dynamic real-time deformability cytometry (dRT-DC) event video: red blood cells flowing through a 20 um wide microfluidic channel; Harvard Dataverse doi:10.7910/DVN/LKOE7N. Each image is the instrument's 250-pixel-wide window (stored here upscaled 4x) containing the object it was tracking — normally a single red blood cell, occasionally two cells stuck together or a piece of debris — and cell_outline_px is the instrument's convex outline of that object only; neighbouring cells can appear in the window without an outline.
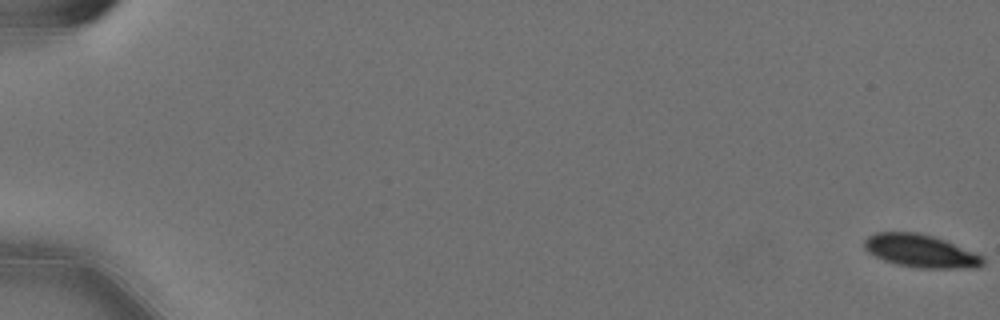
{"species": "Egyptian fruit bat (a non-hibernating species)", "species_latin": "Rousettus aegyptiacus", "temperature_condition": "cold", "stored_images_in_passage": 59, "camera_frame_rate_fps": 3000, "um_per_image_px": 0.085, "animal": {"sex": "female"}, "frame": {"image": 1, "passage_image": 1, "time_ms": 0.0, "image_size_px": [1000, 320], "cell_outline_px": [[984, 264], [976, 268], [920, 268], [896, 264], [884, 260], [868, 252], [864, 248], [864, 240], [868, 236], [876, 232], [916, 232], [932, 236], [944, 240], [976, 252], [984, 256]], "centroid_in_image_um": [78.28, 21.33], "position_along_channel_um": 6.7, "area_um2": 22.77}}
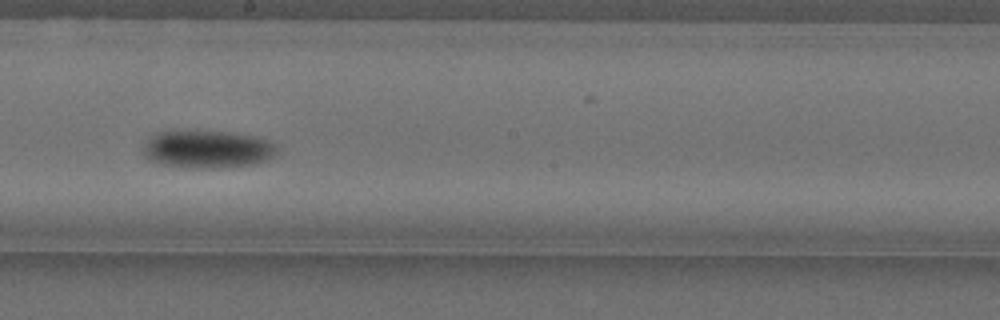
{"frame": {"image": 2, "passage_image": 35, "time_ms": 11.333, "image_size_px": [1000, 320], "cell_outline_px": [[276, 152], [268, 160], [256, 164], [216, 168], [192, 168], [164, 164], [148, 160], [144, 156], [144, 144], [156, 132], [228, 132], [252, 136], [268, 140], [276, 144]], "centroid_in_image_um": [17.65, 12.7], "position_along_channel_um": 230.6, "area_um2": 29.02}}
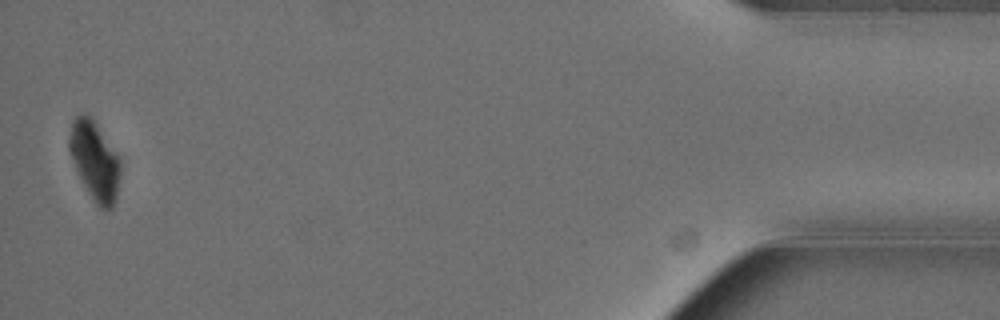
{"frame": {"image": 3, "passage_image": 58, "time_ms": 19.0, "image_size_px": [1000, 320], "cell_outline_px": [[120, 176], [116, 200], [112, 208], [100, 208], [96, 204], [84, 184], [76, 168], [68, 148], [68, 136], [72, 120], [80, 112], [84, 112], [96, 124], [120, 156]], "centroid_in_image_um": [8.06, 13.63], "position_along_channel_um": 427.1, "area_um2": 23.29}, "authors_computed_cell_mechanics": {"area_um2": 26.01, "velocity_mm_per_s": 3.5622, "shape_relaxation_time_tau1_ms": 2.7511, "shape_relaxation_time_tau2_ms": null, "deformation_change_tau1": 0.1151, "deformation_change_tau2": null}}